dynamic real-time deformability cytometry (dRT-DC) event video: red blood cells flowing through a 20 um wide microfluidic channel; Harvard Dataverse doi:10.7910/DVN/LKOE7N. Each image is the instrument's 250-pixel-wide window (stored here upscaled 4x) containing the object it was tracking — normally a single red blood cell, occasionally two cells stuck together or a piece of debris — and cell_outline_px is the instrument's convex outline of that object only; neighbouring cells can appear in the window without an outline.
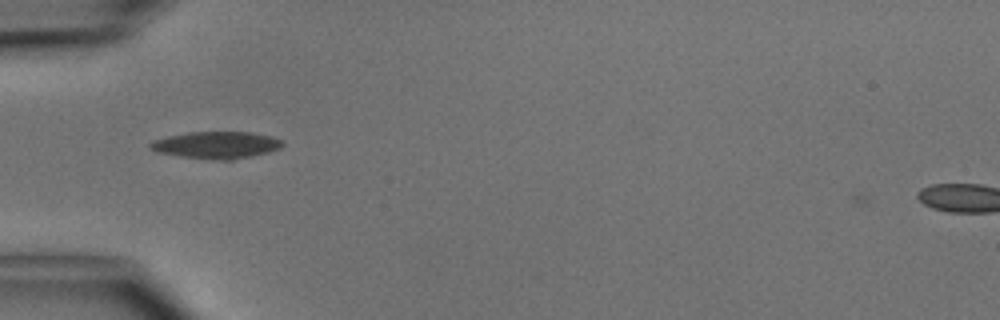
{"species": "common noctule bat (a hibernating species)", "species_latin": "Nyctalus noctula", "temperature_condition": "cold", "stored_images_in_passage": 38, "camera_frame_rate_fps": 3000, "um_per_image_px": 0.085, "animal": {"sex": "male", "body_mass_g": 15.6}, "frame": {"image": 1, "passage_image": 5, "time_ms": 1.333, "image_size_px": [1000, 320], "cell_outline_px": [[284, 144], [280, 148], [268, 152], [252, 156], [232, 160], [212, 160], [180, 156], [156, 152], [148, 144], [152, 140], [168, 136], [188, 132], [252, 132], [272, 136], [280, 140]], "centroid_in_image_um": [18.39, 12.33], "position_along_channel_um": 66.6, "area_um2": 20.87}}
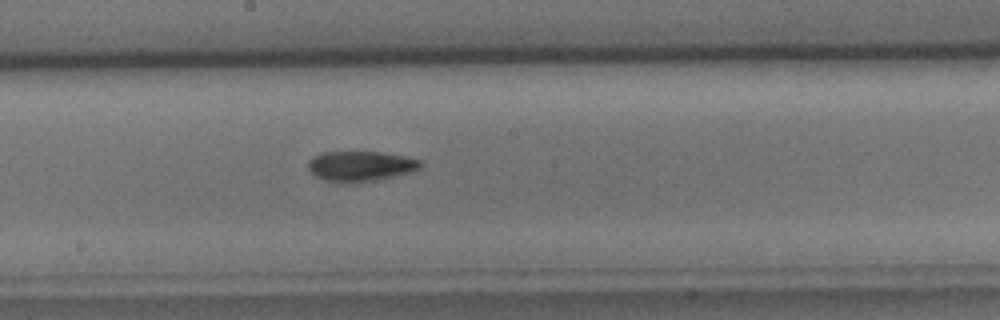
{"frame": {"image": 2, "passage_image": 16, "time_ms": 5.0, "image_size_px": [1000, 320], "cell_outline_px": [[424, 164], [420, 168], [408, 172], [392, 176], [356, 184], [348, 184], [324, 180], [316, 176], [308, 168], [308, 160], [312, 156], [320, 152], [380, 152], [404, 156], [420, 160]], "centroid_in_image_um": [30.6, 14.13], "position_along_channel_um": 217.6, "area_um2": 19.88}}
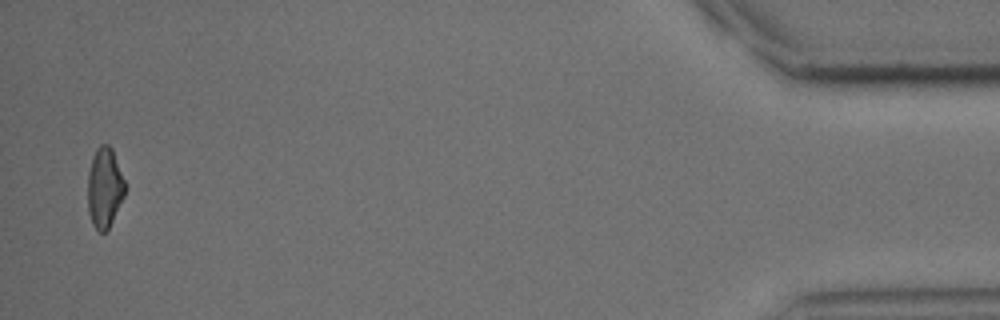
{"frame": {"image": 3, "passage_image": 37, "time_ms": 12.0, "image_size_px": [1000, 320], "cell_outline_px": [[128, 188], [108, 228], [104, 232], [100, 232], [92, 224], [88, 212], [88, 172], [92, 156], [96, 148], [100, 144], [108, 144], [112, 148]], "centroid_in_image_um": [8.9, 15.91], "position_along_channel_um": 426.3, "area_um2": 17.57}, "authors_computed_cell_mechanics": {"area_um2": 18.5827, "velocity_mm_per_s": 4.1295, "shape_relaxation_time_tau1_ms": 5.3513, "shape_relaxation_time_tau2_ms": 6.2561, "deformation_change_tau1": 0.1282, "deformation_change_tau2": 0.1538}}